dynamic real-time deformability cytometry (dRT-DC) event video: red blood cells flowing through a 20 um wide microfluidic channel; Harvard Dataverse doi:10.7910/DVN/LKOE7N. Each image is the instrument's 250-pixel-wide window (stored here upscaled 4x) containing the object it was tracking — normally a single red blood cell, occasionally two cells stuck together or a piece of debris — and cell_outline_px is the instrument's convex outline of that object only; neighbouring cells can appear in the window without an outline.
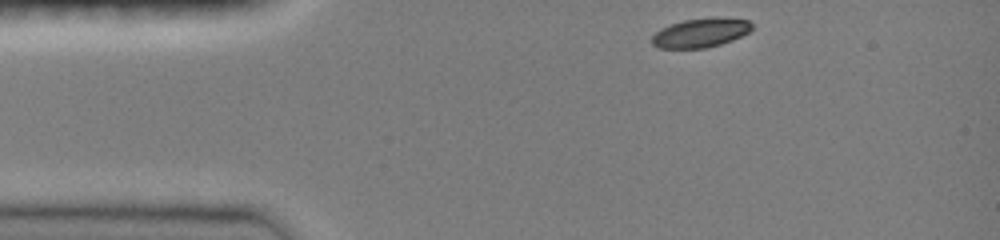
{"species": "common noctule bat (a hibernating species)", "species_latin": "Nyctalus noctula", "temperature_condition": "room temperature", "stored_images_in_passage": 35, "camera_frame_rate_fps": 3000, "um_per_image_px": 0.085, "animal": {"sex": "female", "body_mass_g": 19.0, "forearm_length_mm": 51.5}, "frame": {"image": 1, "passage_image": 1, "time_ms": 0.0, "image_size_px": [1000, 240], "cell_outline_px": [[752, 28], [748, 32], [732, 40], [720, 44], [704, 48], [660, 48], [652, 44], [652, 36], [660, 28], [668, 24], [684, 20], [712, 16], [716, 16], [748, 20], [752, 24]], "centroid_in_image_um": [59.54, 2.76], "position_along_channel_um": 25.5, "area_um2": 17.11}}
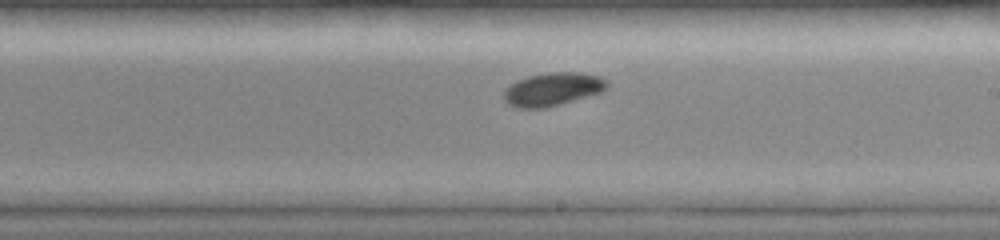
{"frame": {"image": 2, "passage_image": 21, "time_ms": 6.667, "image_size_px": [1000, 240], "cell_outline_px": [[608, 88], [600, 92], [560, 104], [544, 108], [516, 108], [508, 104], [504, 100], [504, 92], [516, 80], [528, 76], [548, 72], [580, 72], [600, 76], [608, 80]], "centroid_in_image_um": [46.99, 7.57], "position_along_channel_um": 242.0, "area_um2": 19.94}}
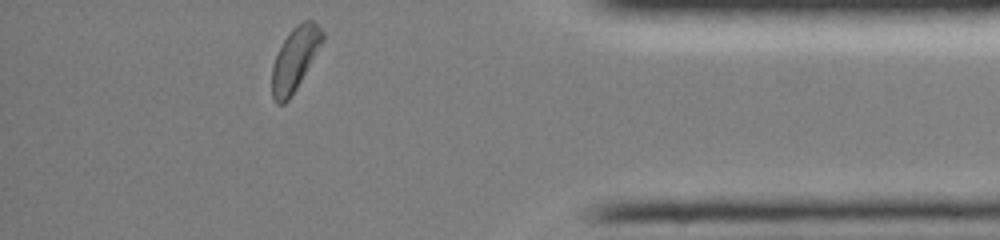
{"frame": {"image": 3, "passage_image": 35, "time_ms": 11.333, "image_size_px": [1000, 240], "cell_outline_px": [[324, 40], [296, 88], [288, 100], [284, 104], [276, 104], [272, 96], [272, 64], [284, 40], [292, 28], [296, 24], [304, 20], [312, 20], [324, 32]], "centroid_in_image_um": [25.06, 5.0], "position_along_channel_um": 410.1, "area_um2": 18.32}, "authors_computed_cell_mechanics": {"area_um2": 19.0162, "velocity_mm_per_s": 4.0461, "shape_relaxation_time_tau1_ms": 2.2302, "shape_relaxation_time_tau2_ms": null, "deformation_change_tau1": 0.1199, "deformation_change_tau2": null}}